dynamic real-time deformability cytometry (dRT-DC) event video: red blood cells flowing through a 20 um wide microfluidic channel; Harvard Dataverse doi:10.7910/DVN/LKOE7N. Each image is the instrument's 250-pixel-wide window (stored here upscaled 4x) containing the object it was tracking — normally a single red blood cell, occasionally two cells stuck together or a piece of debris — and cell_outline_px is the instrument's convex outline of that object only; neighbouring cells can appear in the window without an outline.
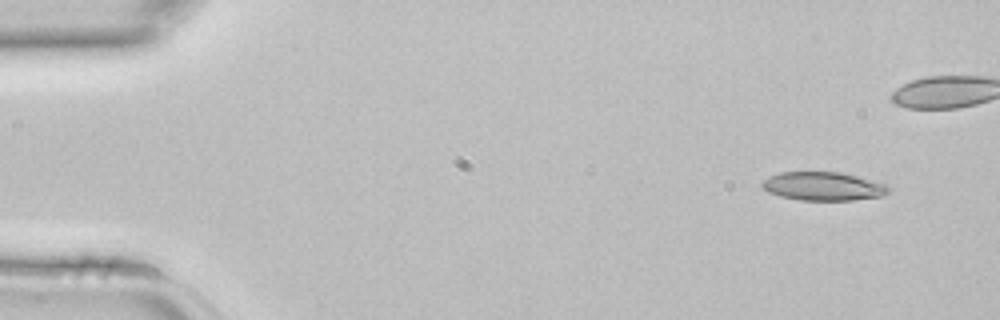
{"species": "common noctule bat (a hibernating species)", "species_latin": "Nyctalus noctula", "temperature_condition": "room temperature", "stored_images_in_passage": 4, "segment_of_instrument_passage": [2, 2], "camera_frame_rate_fps": 3000, "um_per_image_px": 0.085, "animal": {"sex": "female", "body_mass_g": 22.7, "forearm_length_mm": 54.2}, "frame": {"image": 1, "passage_image": 4, "time_ms": 1.0, "image_size_px": [1000, 320], "cell_outline_px": [[892, 188], [888, 192], [880, 196], [852, 200], [800, 200], [780, 196], [768, 192], [760, 184], [764, 180], [780, 172], [840, 172], [888, 184]], "centroid_in_image_um": [70.0, 15.83], "position_along_channel_um": 15.0, "area_um2": 20.92}}